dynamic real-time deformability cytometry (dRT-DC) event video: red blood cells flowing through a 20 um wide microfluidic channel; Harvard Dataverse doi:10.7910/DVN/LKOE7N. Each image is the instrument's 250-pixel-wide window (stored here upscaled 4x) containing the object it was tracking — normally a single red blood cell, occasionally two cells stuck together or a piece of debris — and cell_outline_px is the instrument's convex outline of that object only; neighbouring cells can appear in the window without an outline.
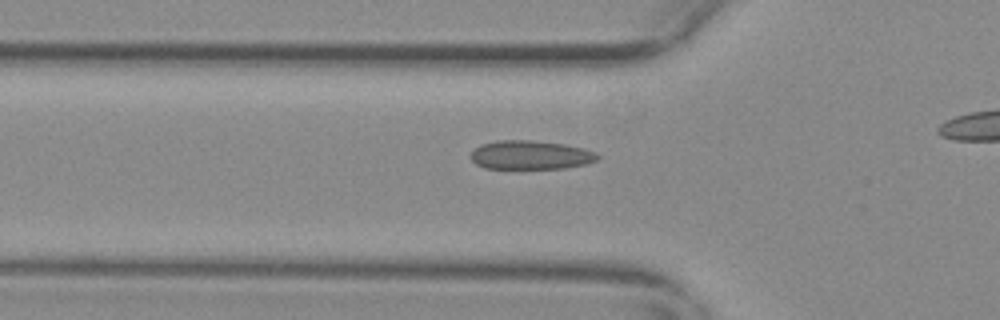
{"species": "common noctule bat (a hibernating species)", "species_latin": "Nyctalus noctula", "temperature_condition": "warm", "stored_images_in_passage": 45, "camera_frame_rate_fps": 3000, "um_per_image_px": 0.085, "animal": {"sex": "female", "body_mass_g": 29.2, "forearm_length_mm": 56.3}, "frame": {"image": 1, "passage_image": 19, "time_ms": 6.0, "image_size_px": [1000, 320], "cell_outline_px": [[600, 156], [596, 160], [584, 164], [564, 168], [484, 168], [476, 164], [472, 160], [472, 152], [480, 144], [496, 140], [532, 140], [564, 144], [596, 152]], "centroid_in_image_um": [45.07, 13.17], "position_along_channel_um": 80.7, "area_um2": 21.1}}
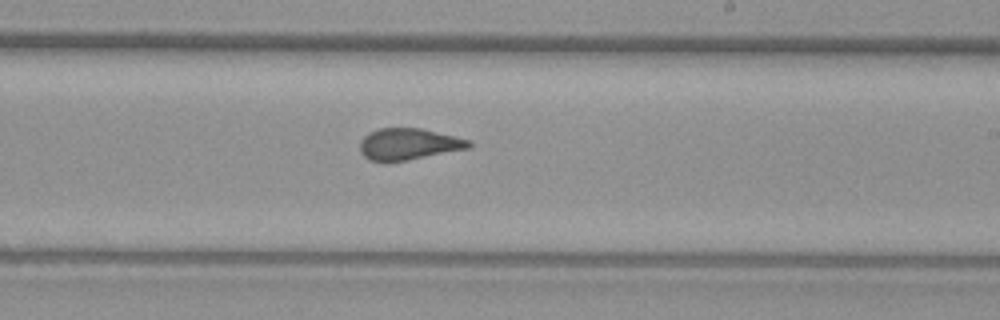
{"frame": {"image": 2, "passage_image": 33, "time_ms": 10.667, "image_size_px": [1000, 320], "cell_outline_px": [[472, 148], [384, 164], [368, 160], [360, 152], [360, 140], [368, 132], [380, 128], [420, 128], [456, 136], [472, 140]], "centroid_in_image_um": [34.72, 12.27], "position_along_channel_um": 254.3, "area_um2": 20.52}}
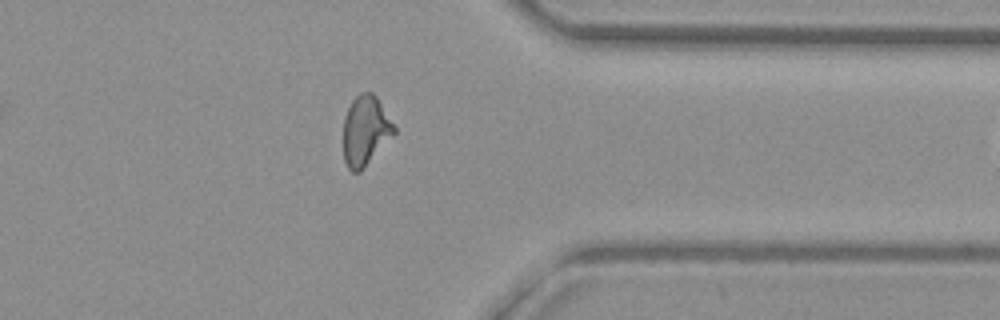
{"frame": {"image": 3, "passage_image": 44, "time_ms": 14.333, "image_size_px": [1000, 320], "cell_outline_px": [[396, 132], [360, 172], [352, 172], [348, 168], [344, 160], [344, 116], [352, 100], [360, 92], [372, 92], [376, 96], [396, 128]], "centroid_in_image_um": [31.05, 11.1], "position_along_channel_um": 380.3, "area_um2": 20.46}}